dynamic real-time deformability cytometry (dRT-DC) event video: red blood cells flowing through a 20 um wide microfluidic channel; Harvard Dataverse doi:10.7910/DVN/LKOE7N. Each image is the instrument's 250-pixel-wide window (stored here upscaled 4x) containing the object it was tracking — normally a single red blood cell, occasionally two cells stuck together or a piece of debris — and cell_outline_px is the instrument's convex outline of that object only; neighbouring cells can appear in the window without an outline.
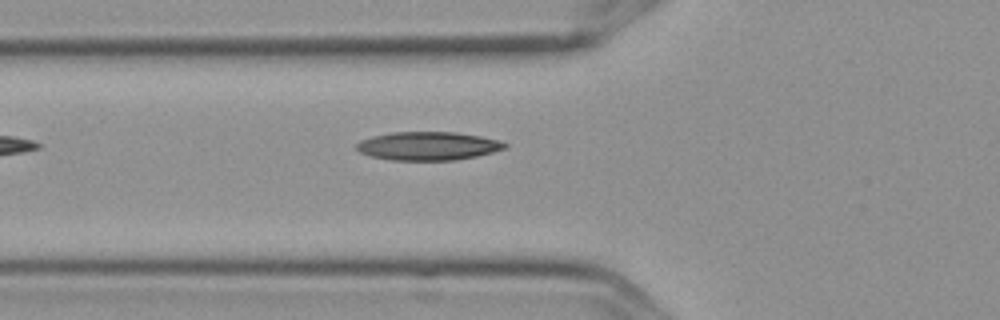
{"species": "Egyptian fruit bat (a non-hibernating species)", "species_latin": "Rousettus aegyptiacus", "temperature_condition": "cold", "stored_images_in_passage": 6, "camera_frame_rate_fps": 3000, "um_per_image_px": 0.085, "frame": {"image": 1, "passage_image": 6, "time_ms": 1.667, "image_size_px": [1000, 320], "cell_outline_px": [[508, 144], [504, 148], [492, 152], [476, 156], [452, 160], [392, 160], [372, 156], [360, 152], [356, 148], [356, 144], [360, 140], [372, 136], [392, 132], [456, 132], [480, 136], [500, 140]], "centroid_in_image_um": [36.37, 12.4], "position_along_channel_um": 89.4, "area_um2": 24.45}}